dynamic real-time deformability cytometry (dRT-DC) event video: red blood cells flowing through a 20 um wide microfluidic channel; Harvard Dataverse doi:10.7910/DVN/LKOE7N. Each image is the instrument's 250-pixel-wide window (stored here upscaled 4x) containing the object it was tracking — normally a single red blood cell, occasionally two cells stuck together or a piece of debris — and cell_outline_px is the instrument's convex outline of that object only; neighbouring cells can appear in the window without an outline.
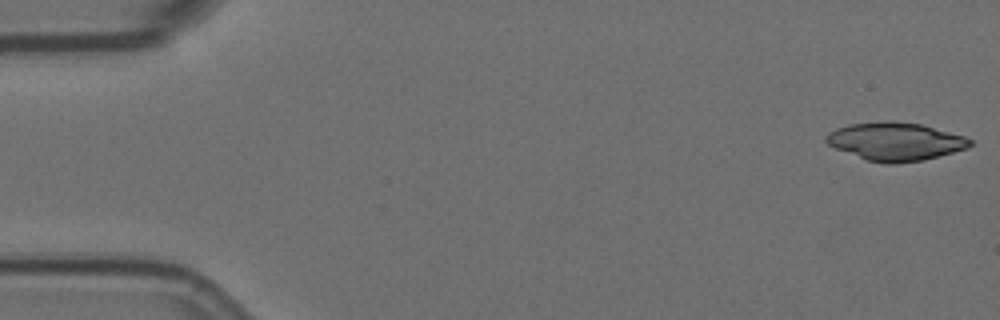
{"species": "Egyptian fruit bat (a non-hibernating species)", "species_latin": "Rousettus aegyptiacus", "temperature_condition": "room temperature", "stored_images_in_passage": 54, "camera_frame_rate_fps": 3000, "um_per_image_px": 0.085, "animal": {"sex": "female"}, "frame": {"image": 1, "passage_image": 1, "time_ms": 0.0, "image_size_px": [1000, 320], "cell_outline_px": [[972, 144], [968, 148], [924, 160], [896, 164], [888, 164], [868, 160], [836, 148], [828, 144], [824, 140], [824, 136], [828, 132], [836, 128], [848, 124], [892, 120], [920, 124], [964, 136], [972, 140]], "centroid_in_image_um": [76.09, 12.02], "position_along_channel_um": 8.9, "area_um2": 31.91}}